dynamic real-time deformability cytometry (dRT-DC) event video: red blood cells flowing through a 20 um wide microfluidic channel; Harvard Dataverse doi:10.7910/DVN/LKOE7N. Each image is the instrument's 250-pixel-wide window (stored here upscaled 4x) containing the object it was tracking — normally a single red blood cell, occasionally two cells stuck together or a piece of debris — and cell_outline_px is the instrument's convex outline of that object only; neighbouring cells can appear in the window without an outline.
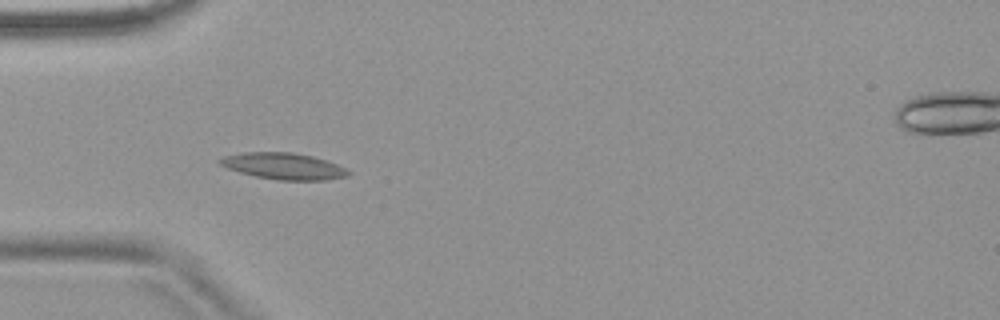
{"species": "common noctule bat (a hibernating species)", "species_latin": "Nyctalus noctula", "temperature_condition": "warm", "stored_images_in_passage": 9, "camera_frame_rate_fps": 3000, "um_per_image_px": 0.085, "animal": {"sex": "female", "body_mass_g": 18.4}, "frame": {"image": 1, "passage_image": 6, "time_ms": 5.667, "image_size_px": [1000, 320], "cell_outline_px": [[352, 172], [348, 176], [324, 180], [276, 180], [256, 176], [240, 172], [228, 168], [220, 164], [216, 160], [224, 156], [244, 152], [292, 152], [312, 156], [336, 164]], "centroid_in_image_um": [24.09, 14.12], "position_along_channel_um": 60.9, "area_um2": 19.65}}
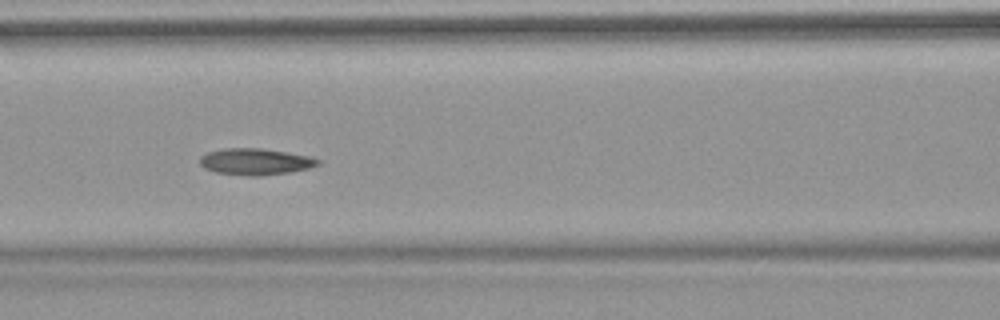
{"frame": {"image": 2, "passage_image": 8, "time_ms": 8.0, "image_size_px": [1000, 320], "cell_outline_px": [[320, 164], [308, 168], [288, 172], [260, 176], [248, 176], [216, 172], [204, 168], [200, 164], [200, 156], [208, 152], [224, 148], [260, 148], [308, 156], [320, 160]], "centroid_in_image_um": [21.67, 13.74], "position_along_channel_um": 144.9, "area_um2": 18.03}}